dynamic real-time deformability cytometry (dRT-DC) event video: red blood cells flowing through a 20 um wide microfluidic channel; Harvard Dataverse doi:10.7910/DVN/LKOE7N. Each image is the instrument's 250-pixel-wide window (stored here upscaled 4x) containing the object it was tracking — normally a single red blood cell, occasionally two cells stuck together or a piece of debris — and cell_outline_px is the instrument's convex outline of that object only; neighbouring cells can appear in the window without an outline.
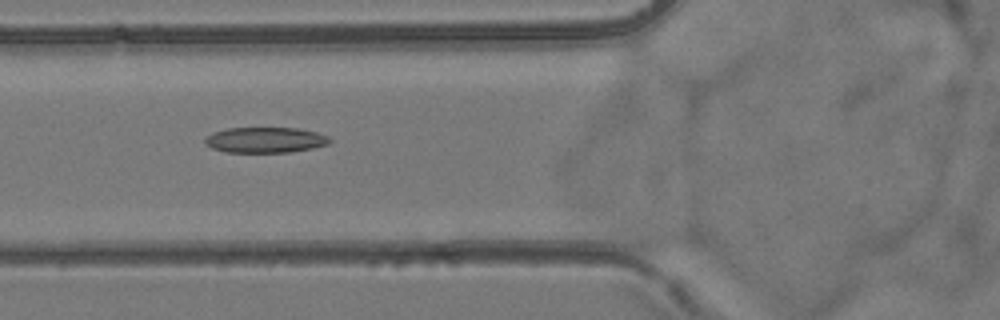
{"species": "common noctule bat (a hibernating species)", "species_latin": "Nyctalus noctula", "temperature_condition": "room temperature", "stored_images_in_passage": 9, "camera_frame_rate_fps": 3000, "um_per_image_px": 0.085, "animal": {"sex": "female", "body_mass_g": 24.6, "forearm_length_mm": 56.2}, "frame": {"image": 1, "passage_image": 6, "time_ms": 5.667, "image_size_px": [1000, 320], "cell_outline_px": [[332, 140], [328, 144], [312, 148], [292, 152], [224, 152], [212, 148], [204, 144], [204, 140], [212, 132], [228, 128], [296, 128], [316, 132], [328, 136]], "centroid_in_image_um": [22.53, 11.9], "position_along_channel_um": 103.3, "area_um2": 18.61}}
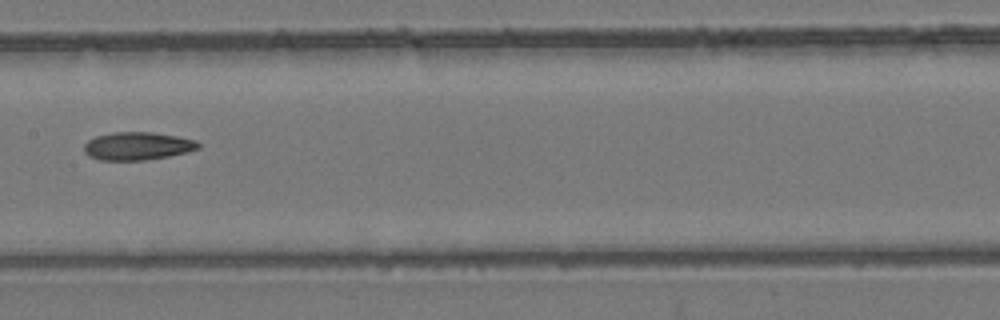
{"frame": {"image": 2, "passage_image": 8, "time_ms": 8.0, "image_size_px": [1000, 320], "cell_outline_px": [[200, 148], [188, 152], [168, 156], [144, 160], [100, 160], [88, 156], [84, 152], [84, 144], [88, 140], [96, 136], [116, 132], [152, 132], [176, 136], [196, 140], [200, 144]], "centroid_in_image_um": [11.68, 12.41], "position_along_channel_um": 195.7, "area_um2": 18.61}}
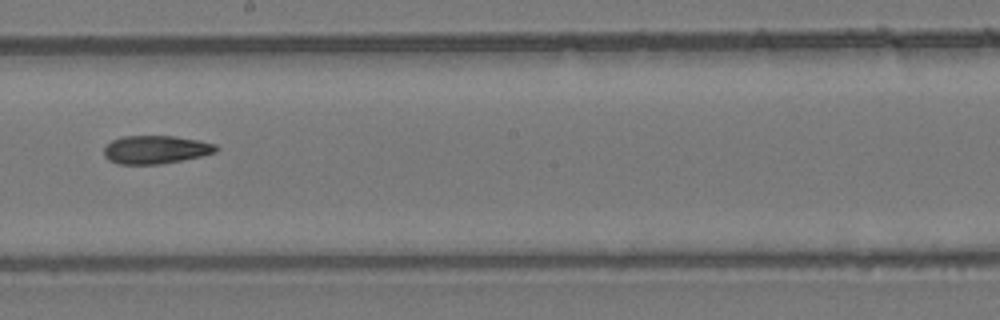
{"frame": {"image": 3, "passage_image": 9, "time_ms": 9.0, "image_size_px": [1000, 320], "cell_outline_px": [[220, 148], [216, 152], [200, 156], [160, 164], [116, 164], [108, 160], [104, 156], [104, 148], [112, 140], [124, 136], [172, 136], [200, 140], [216, 144]], "centroid_in_image_um": [13.23, 12.71], "position_along_channel_um": 235.0, "area_um2": 18.44}}